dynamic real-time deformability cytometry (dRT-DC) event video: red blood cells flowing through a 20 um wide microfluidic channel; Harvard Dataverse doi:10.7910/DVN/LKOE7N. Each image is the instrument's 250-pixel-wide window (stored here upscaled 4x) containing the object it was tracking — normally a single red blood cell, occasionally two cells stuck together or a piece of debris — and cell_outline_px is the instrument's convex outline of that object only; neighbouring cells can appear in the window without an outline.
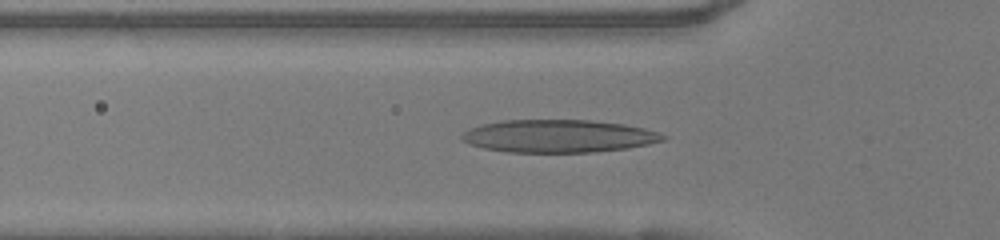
{"species": "human", "species_latin": "Homo sapiens", "temperature_condition": "warm", "stored_images_in_passage": 44, "camera_frame_rate_fps": 3000, "um_per_image_px": 0.085, "donor": {"sex": "female"}, "frame": {"image": 1, "passage_image": 14, "time_ms": 4.333, "image_size_px": [1000, 240], "cell_outline_px": [[668, 136], [664, 140], [648, 144], [628, 148], [592, 152], [508, 152], [484, 148], [468, 144], [460, 140], [460, 136], [468, 128], [480, 124], [500, 120], [588, 120], [624, 124], [644, 128]], "centroid_in_image_um": [47.42, 11.56], "position_along_channel_um": 78.4, "area_um2": 38.55}}
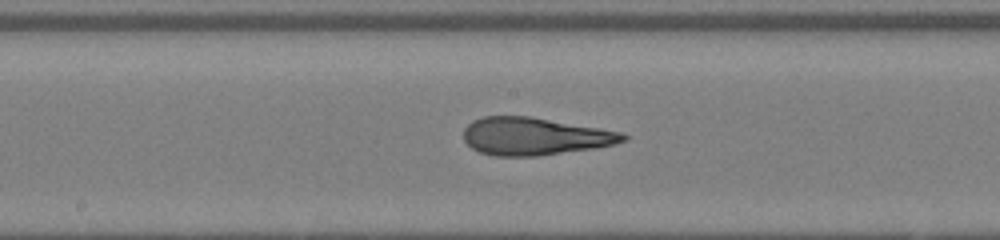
{"frame": {"image": 2, "passage_image": 23, "time_ms": 7.333, "image_size_px": [1000, 240], "cell_outline_px": [[628, 140], [596, 148], [536, 156], [492, 156], [480, 152], [472, 148], [464, 140], [464, 128], [472, 120], [484, 116], [528, 116], [620, 132], [628, 136]], "centroid_in_image_um": [45.4, 11.59], "position_along_channel_um": 202.8, "area_um2": 34.68}}
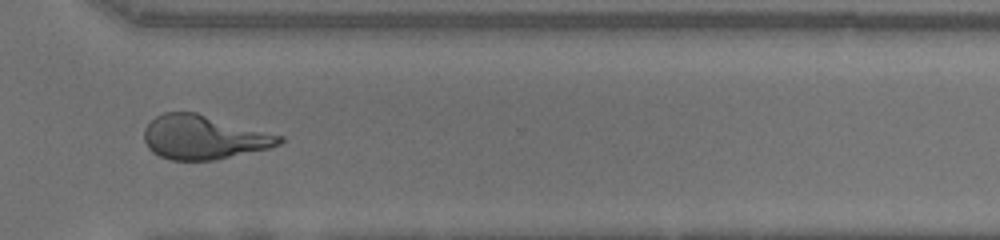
{"frame": {"image": 3, "passage_image": 34, "time_ms": 11.0, "image_size_px": [1000, 240], "cell_outline_px": [[284, 140], [280, 144], [268, 148], [212, 160], [172, 160], [160, 156], [152, 152], [148, 148], [144, 140], [144, 128], [156, 116], [164, 112], [196, 112], [284, 136]], "centroid_in_image_um": [17.3, 11.66], "position_along_channel_um": 353.3, "area_um2": 34.51}, "authors_computed_cell_mechanics": {"area_um2": 35.5181, "velocity_mm_per_s": 4.1177, "shape_relaxation_time_tau1_ms": 8.6556, "shape_relaxation_time_tau2_ms": 1.3926, "deformation_change_tau1": 0.3479, "deformation_change_tau2": 0.1113}}